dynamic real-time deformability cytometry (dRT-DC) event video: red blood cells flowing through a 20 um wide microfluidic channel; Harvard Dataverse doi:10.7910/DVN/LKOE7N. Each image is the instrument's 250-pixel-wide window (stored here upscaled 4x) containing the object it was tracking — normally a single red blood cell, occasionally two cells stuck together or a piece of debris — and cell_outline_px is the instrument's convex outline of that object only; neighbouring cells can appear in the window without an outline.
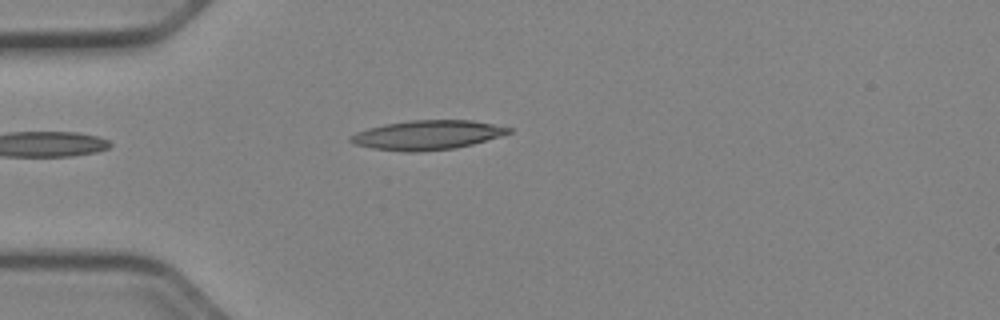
{"species": "Egyptian fruit bat (a non-hibernating species)", "species_latin": "Rousettus aegyptiacus", "temperature_condition": "cold", "stored_images_in_passage": 31, "camera_frame_rate_fps": 3000, "um_per_image_px": 0.085, "animal": {"sex": "female"}, "frame": {"image": 1, "passage_image": 1, "time_ms": 0.0, "image_size_px": [1000, 320], "cell_outline_px": [[512, 132], [500, 136], [472, 144], [456, 148], [416, 152], [404, 152], [372, 148], [352, 144], [348, 140], [348, 136], [356, 132], [368, 128], [384, 124], [412, 120], [472, 120], [512, 128]], "centroid_in_image_um": [36.27, 11.48], "position_along_channel_um": 48.7, "area_um2": 27.11}}
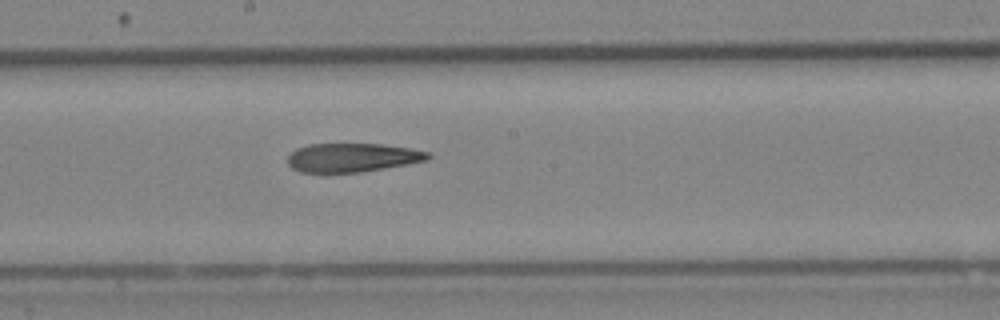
{"frame": {"image": 2, "passage_image": 15, "time_ms": 4.667, "image_size_px": [1000, 320], "cell_outline_px": [[432, 156], [428, 160], [384, 168], [360, 172], [300, 172], [292, 168], [288, 164], [288, 156], [296, 148], [308, 144], [380, 144], [408, 148], [428, 152]], "centroid_in_image_um": [29.92, 13.39], "position_along_channel_um": 218.3, "area_um2": 23.35}}
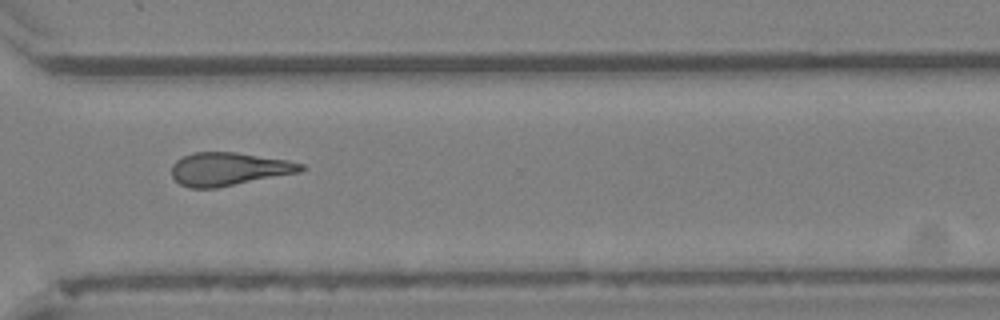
{"frame": {"image": 3, "passage_image": 25, "time_ms": 8.0, "image_size_px": [1000, 320], "cell_outline_px": [[304, 168], [300, 172], [216, 188], [188, 188], [180, 184], [172, 176], [172, 164], [176, 160], [192, 152], [236, 152], [288, 160], [304, 164]], "centroid_in_image_um": [19.43, 14.36], "position_along_channel_um": 351.2, "area_um2": 24.97}}